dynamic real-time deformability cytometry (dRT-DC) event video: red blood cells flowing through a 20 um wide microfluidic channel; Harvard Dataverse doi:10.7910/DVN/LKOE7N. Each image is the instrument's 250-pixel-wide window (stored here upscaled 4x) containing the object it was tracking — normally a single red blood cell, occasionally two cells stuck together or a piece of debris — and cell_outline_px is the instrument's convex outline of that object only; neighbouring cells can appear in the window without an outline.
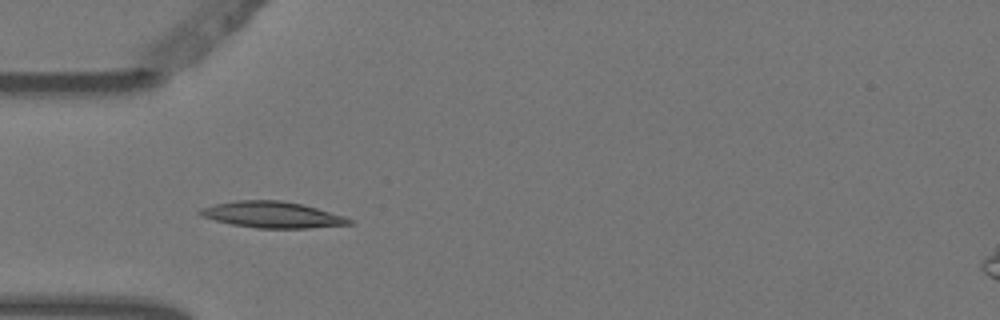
{"species": "Egyptian fruit bat (a non-hibernating species)", "species_latin": "Rousettus aegyptiacus", "temperature_condition": "warm", "stored_images_in_passage": 5, "camera_frame_rate_fps": 3000, "um_per_image_px": 0.085, "animal": {"sex": "female"}, "frame": {"image": 1, "passage_image": 5, "time_ms": 1.333, "image_size_px": [1000, 320], "cell_outline_px": [[352, 224], [308, 228], [256, 228], [232, 224], [216, 220], [204, 216], [196, 212], [200, 208], [216, 204], [236, 200], [280, 200], [304, 204], [344, 216], [352, 220]], "centroid_in_image_um": [23.16, 18.24], "position_along_channel_um": 61.8, "area_um2": 22.66}}